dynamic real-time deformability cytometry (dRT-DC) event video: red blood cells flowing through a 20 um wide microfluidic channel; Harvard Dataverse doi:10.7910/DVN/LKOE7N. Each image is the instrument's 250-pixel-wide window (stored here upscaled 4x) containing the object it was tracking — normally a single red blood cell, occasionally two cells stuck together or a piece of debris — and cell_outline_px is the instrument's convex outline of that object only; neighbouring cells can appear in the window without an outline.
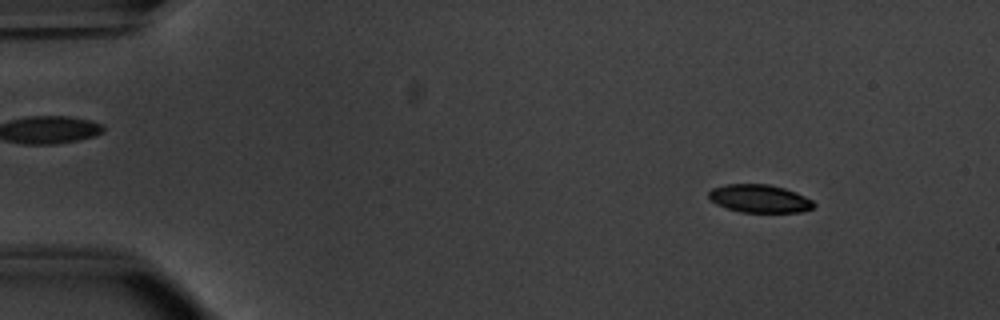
{"species": "common noctule bat (a hibernating species)", "species_latin": "Nyctalus noctula", "temperature_condition": "warm", "stored_images_in_passage": 52, "camera_frame_rate_fps": 3000, "um_per_image_px": 0.085, "animal": {"sex": "male", "body_mass_g": 20.1, "forearm_length_mm": 53.5}, "frame": {"image": 1, "passage_image": 5, "time_ms": 1.333, "image_size_px": [1000, 320], "cell_outline_px": [[816, 204], [812, 208], [800, 212], [740, 212], [716, 204], [708, 196], [708, 192], [712, 188], [724, 184], [768, 184], [784, 188], [796, 192], [812, 200]], "centroid_in_image_um": [64.55, 16.87], "position_along_channel_um": 20.4, "area_um2": 17.11}}
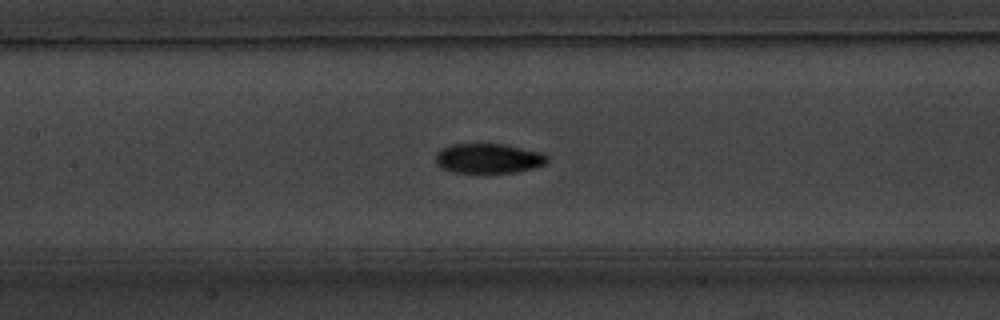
{"frame": {"image": 2, "passage_image": 24, "time_ms": 7.667, "image_size_px": [1000, 320], "cell_outline_px": [[548, 160], [544, 164], [532, 168], [516, 172], [456, 172], [444, 168], [436, 164], [436, 152], [440, 148], [452, 144], [504, 144], [540, 152], [548, 156]], "centroid_in_image_um": [41.5, 13.45], "position_along_channel_um": 165.9, "area_um2": 19.13}}
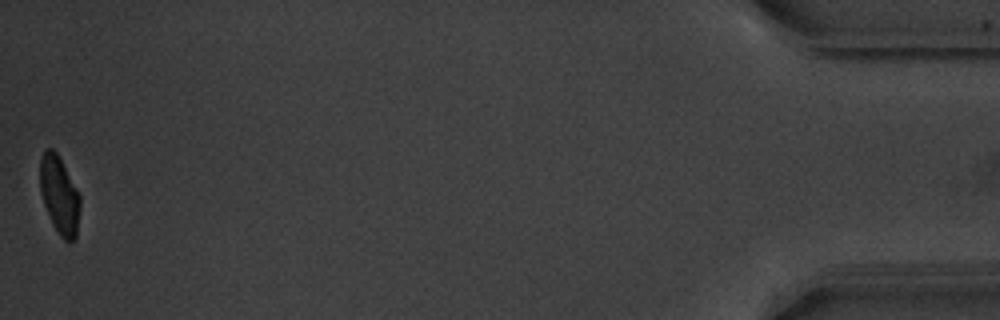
{"frame": {"image": 3, "passage_image": 52, "time_ms": 17.0, "image_size_px": [1000, 320], "cell_outline_px": [[80, 208], [76, 236], [68, 244], [60, 236], [52, 224], [44, 204], [40, 192], [40, 156], [44, 148], [52, 148], [56, 152], [80, 196]], "centroid_in_image_um": [5.03, 16.59], "position_along_channel_um": 430.2, "area_um2": 18.09}, "authors_computed_cell_mechanics": {"area_um2": 19.1318, "velocity_mm_per_s": 3.7983, "shape_relaxation_time_tau1_ms": 2.953, "shape_relaxation_time_tau2_ms": 2.8082, "deformation_change_tau1": 0.1345, "deformation_change_tau2": 0.0683}}